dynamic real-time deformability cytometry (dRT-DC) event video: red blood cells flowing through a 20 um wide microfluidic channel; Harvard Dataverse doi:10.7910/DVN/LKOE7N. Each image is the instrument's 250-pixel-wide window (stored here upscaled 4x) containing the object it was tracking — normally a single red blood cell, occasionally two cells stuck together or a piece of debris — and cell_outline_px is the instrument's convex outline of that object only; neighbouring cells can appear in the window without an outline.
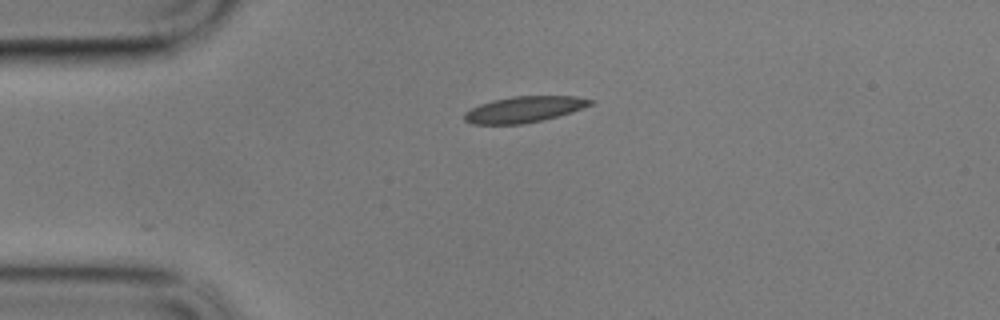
{"species": "common noctule bat (a hibernating species)", "species_latin": "Nyctalus noctula", "temperature_condition": "cold", "stored_images_in_passage": 3, "camera_frame_rate_fps": 3000, "um_per_image_px": 0.085, "animal": {"sex": "male", "body_mass_g": 17.9}, "frame": {"image": 1, "passage_image": 1, "time_ms": 0.0, "image_size_px": [1000, 320], "cell_outline_px": [[596, 100], [592, 104], [544, 120], [524, 124], [472, 124], [464, 120], [464, 112], [480, 104], [492, 100], [512, 96], [576, 96]], "centroid_in_image_um": [44.52, 9.29], "position_along_channel_um": 40.5, "area_um2": 19.02}}